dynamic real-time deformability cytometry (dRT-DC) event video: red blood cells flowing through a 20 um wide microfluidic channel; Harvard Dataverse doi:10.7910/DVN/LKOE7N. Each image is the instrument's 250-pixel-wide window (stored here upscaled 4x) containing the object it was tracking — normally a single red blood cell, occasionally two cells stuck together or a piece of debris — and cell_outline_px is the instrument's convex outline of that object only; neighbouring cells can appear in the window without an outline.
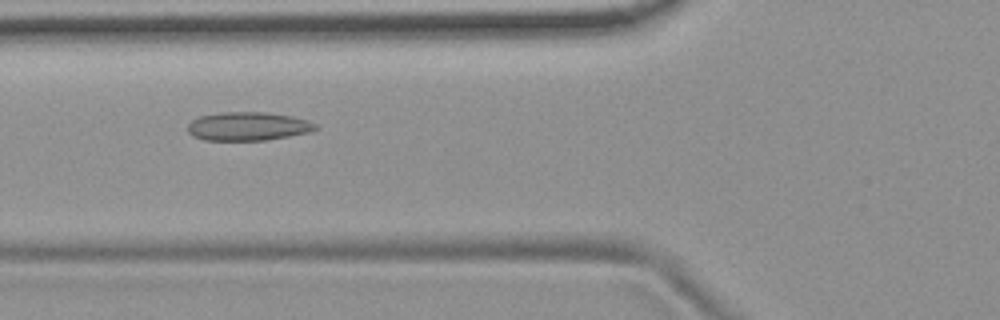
{"species": "common noctule bat (a hibernating species)", "species_latin": "Nyctalus noctula", "temperature_condition": "room temperature", "stored_images_in_passage": 53, "camera_frame_rate_fps": 3000, "um_per_image_px": 0.085, "animal": {"sex": "female", "body_mass_g": 19.9}, "frame": {"image": 1, "passage_image": 20, "time_ms": 6.333, "image_size_px": [1000, 320], "cell_outline_px": [[316, 128], [308, 132], [288, 136], [264, 140], [204, 140], [192, 136], [188, 132], [188, 124], [192, 120], [200, 116], [220, 112], [268, 112], [292, 116], [308, 120], [316, 124]], "centroid_in_image_um": [21.04, 10.73], "position_along_channel_um": 104.8, "area_um2": 21.21}}
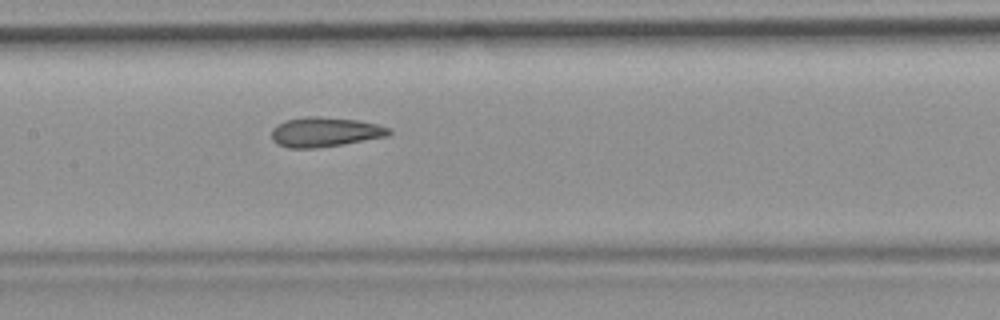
{"frame": {"image": 2, "passage_image": 26, "time_ms": 8.333, "image_size_px": [1000, 320], "cell_outline_px": [[392, 132], [388, 136], [316, 148], [288, 148], [276, 144], [272, 140], [272, 128], [276, 124], [288, 120], [304, 116], [320, 116], [356, 120], [376, 124], [392, 128]], "centroid_in_image_um": [27.59, 11.22], "position_along_channel_um": 179.8, "area_um2": 20.29}}
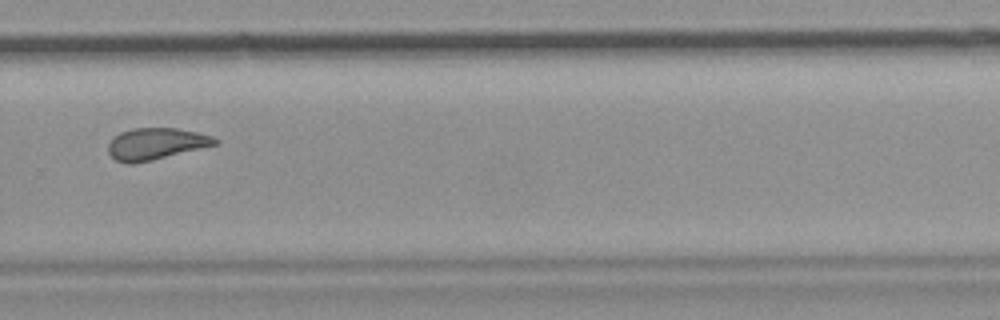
{"frame": {"image": 3, "passage_image": 37, "time_ms": 12.0, "image_size_px": [1000, 320], "cell_outline_px": [[220, 144], [152, 160], [132, 164], [128, 164], [116, 160], [108, 152], [108, 144], [120, 132], [132, 128], [176, 128], [196, 132], [212, 136], [220, 140]], "centroid_in_image_um": [13.29, 12.22], "position_along_channel_um": 316.5, "area_um2": 19.71}, "authors_computed_cell_mechanics": {"area_um2": 20.808, "velocity_mm_per_s": 3.7435, "shape_relaxation_time_tau1_ms": null, "shape_relaxation_time_tau2_ms": 2.2204, "deformation_change_tau1": null, "deformation_change_tau2": 0.0882}}